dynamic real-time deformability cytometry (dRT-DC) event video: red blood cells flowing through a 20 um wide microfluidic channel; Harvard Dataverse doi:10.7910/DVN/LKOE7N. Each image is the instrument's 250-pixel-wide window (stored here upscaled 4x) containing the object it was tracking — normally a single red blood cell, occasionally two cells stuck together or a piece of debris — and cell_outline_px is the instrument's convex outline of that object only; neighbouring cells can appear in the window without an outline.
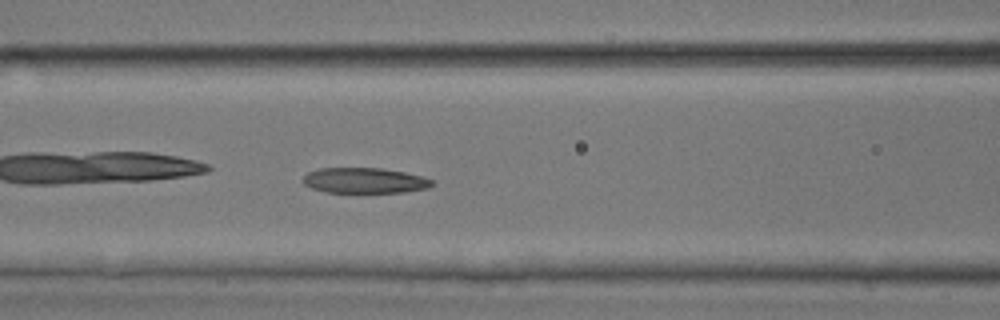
{"species": "common noctule bat (a hibernating species)", "species_latin": "Nyctalus noctula", "temperature_condition": "room temperature", "stored_images_in_passage": 40, "camera_frame_rate_fps": 3000, "um_per_image_px": 0.085, "animal": {"sex": "male", "body_mass_g": 17.9, "forearm_length_mm": 54.2}, "frame": {"image": 1, "passage_image": 18, "time_ms": 5.667, "image_size_px": [1000, 320], "cell_outline_px": [[436, 184], [428, 188], [404, 192], [324, 192], [312, 188], [304, 184], [304, 176], [308, 172], [320, 168], [384, 168], [424, 176], [432, 180]], "centroid_in_image_um": [31.04, 15.34], "position_along_channel_um": 135.6, "area_um2": 19.19}}
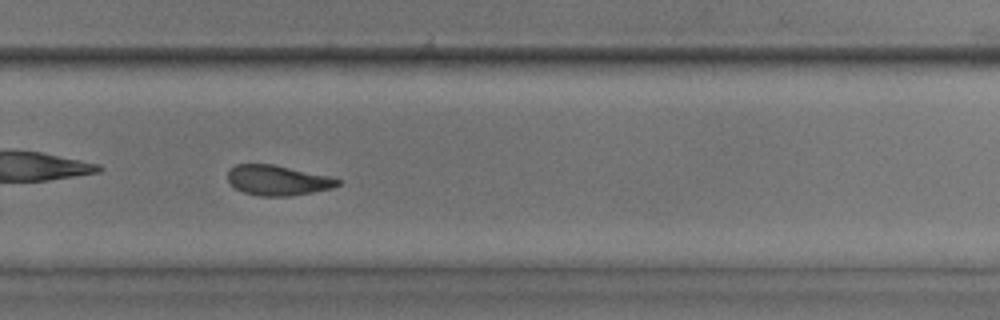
{"frame": {"image": 2, "passage_image": 29, "time_ms": 9.333, "image_size_px": [1000, 320], "cell_outline_px": [[340, 184], [332, 188], [312, 192], [288, 196], [260, 196], [244, 192], [236, 188], [228, 180], [228, 168], [236, 164], [272, 164], [328, 176], [340, 180]], "centroid_in_image_um": [23.57, 15.32], "position_along_channel_um": 306.2, "area_um2": 19.07}}